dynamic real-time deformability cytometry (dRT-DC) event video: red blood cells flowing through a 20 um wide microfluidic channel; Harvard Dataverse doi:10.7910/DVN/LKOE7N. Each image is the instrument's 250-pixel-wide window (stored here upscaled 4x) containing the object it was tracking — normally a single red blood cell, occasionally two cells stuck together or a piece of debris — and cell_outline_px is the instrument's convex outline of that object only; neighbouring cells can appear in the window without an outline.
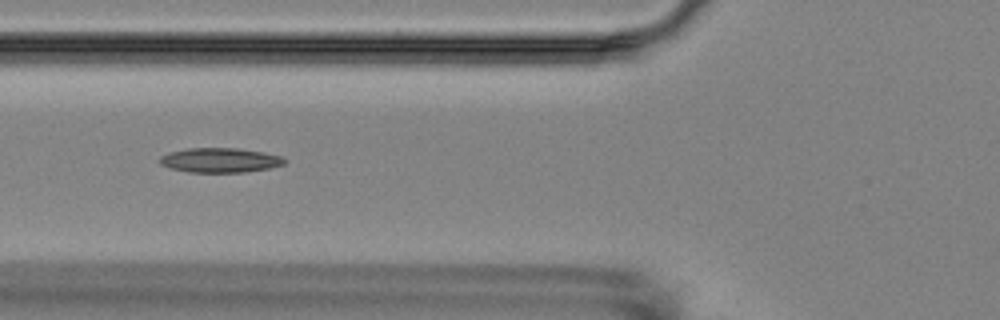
{"species": "Egyptian fruit bat (a non-hibernating species)", "species_latin": "Rousettus aegyptiacus", "temperature_condition": "room temperature", "stored_images_in_passage": 8, "camera_frame_rate_fps": 3000, "um_per_image_px": 0.085, "animal": {"sex": "female"}, "frame": {"image": 1, "passage_image": 5, "time_ms": 5.333, "image_size_px": [1000, 320], "cell_outline_px": [[288, 160], [284, 164], [268, 168], [244, 172], [188, 172], [168, 168], [160, 164], [160, 156], [172, 152], [188, 148], [236, 148], [264, 152], [280, 156]], "centroid_in_image_um": [18.7, 13.62], "position_along_channel_um": 107.1, "area_um2": 17.8}}
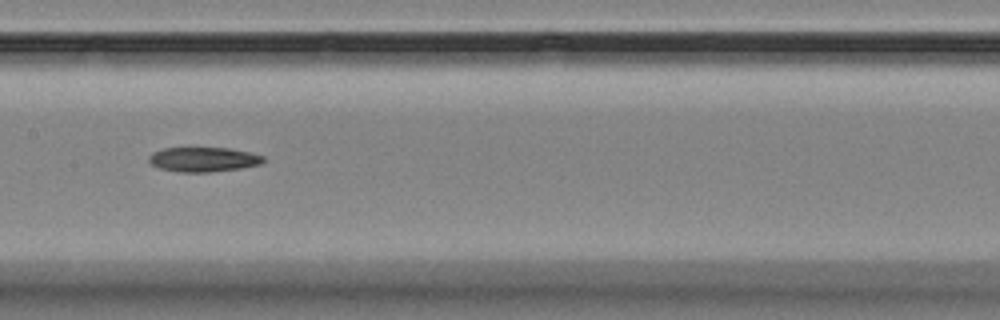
{"frame": {"image": 2, "passage_image": 7, "time_ms": 7.667, "image_size_px": [1000, 320], "cell_outline_px": [[264, 160], [260, 164], [240, 168], [208, 172], [180, 172], [160, 168], [152, 164], [148, 160], [148, 156], [152, 152], [164, 148], [228, 148], [248, 152], [264, 156]], "centroid_in_image_um": [17.26, 13.55], "position_along_channel_um": 190.1, "area_um2": 16.24}}
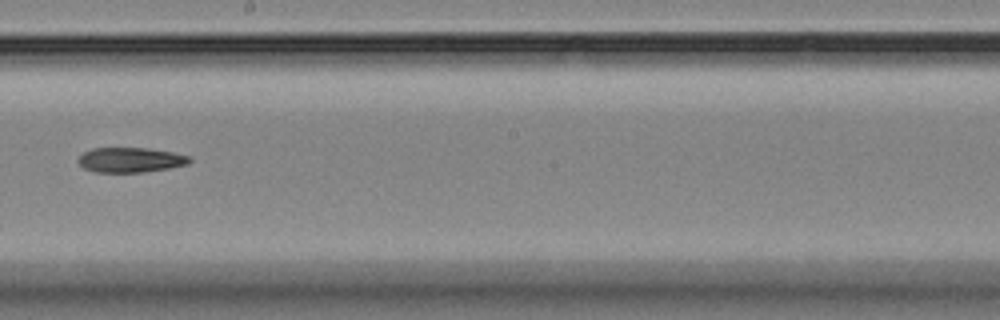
{"frame": {"image": 3, "passage_image": 8, "time_ms": 9.0, "image_size_px": [1000, 320], "cell_outline_px": [[192, 160], [188, 164], [168, 168], [144, 172], [96, 172], [84, 168], [76, 160], [84, 152], [92, 148], [148, 148], [172, 152], [188, 156]], "centroid_in_image_um": [11.08, 13.59], "position_along_channel_um": 237.1, "area_um2": 16.07}}